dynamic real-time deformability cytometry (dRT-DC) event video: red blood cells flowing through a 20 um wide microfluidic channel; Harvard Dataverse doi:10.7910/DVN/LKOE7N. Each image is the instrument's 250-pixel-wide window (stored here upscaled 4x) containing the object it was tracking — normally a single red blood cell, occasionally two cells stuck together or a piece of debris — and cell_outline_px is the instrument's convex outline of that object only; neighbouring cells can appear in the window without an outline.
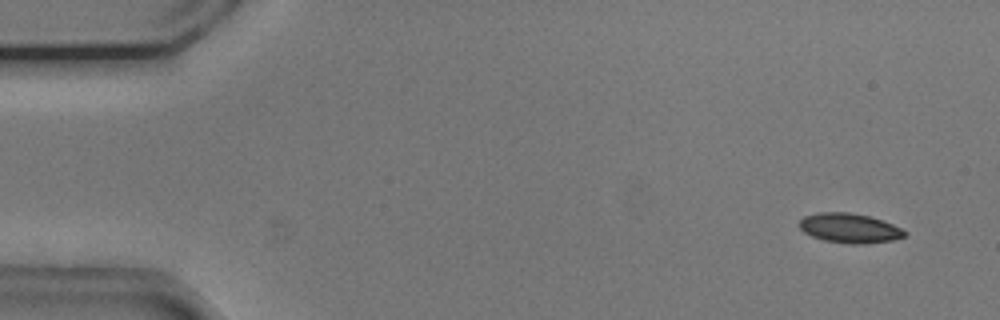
{"species": "common noctule bat (a hibernating species)", "species_latin": "Nyctalus noctula", "temperature_condition": "cold", "stored_images_in_passage": 55, "camera_frame_rate_fps": 3000, "um_per_image_px": 0.085, "animal": {"sex": "male", "body_mass_g": 20.5, "forearm_length_mm": 52.5}, "frame": {"image": 1, "passage_image": 4, "time_ms": 1.0, "image_size_px": [1000, 320], "cell_outline_px": [[908, 232], [904, 236], [892, 240], [864, 244], [848, 244], [824, 240], [812, 236], [804, 232], [800, 228], [800, 220], [804, 216], [820, 212], [848, 212], [868, 216], [892, 224]], "centroid_in_image_um": [72.2, 19.39], "position_along_channel_um": 12.8, "area_um2": 17.98}}
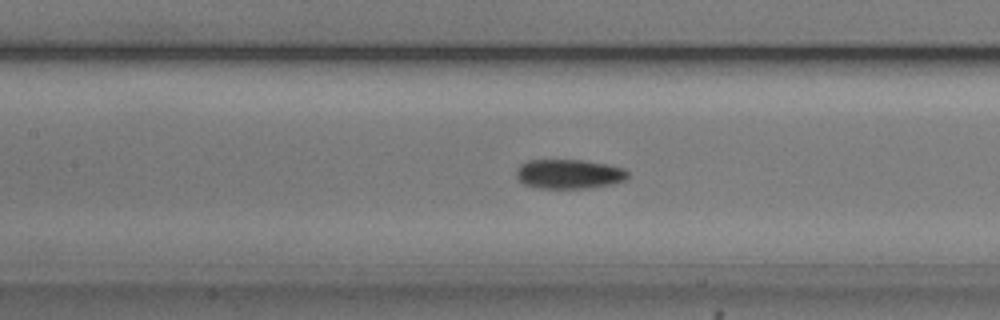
{"frame": {"image": 2, "passage_image": 25, "time_ms": 8.0, "image_size_px": [1000, 320], "cell_outline_px": [[628, 176], [624, 180], [612, 184], [592, 188], [540, 188], [524, 184], [516, 176], [516, 168], [520, 164], [528, 160], [580, 160], [604, 164], [624, 168], [628, 172]], "centroid_in_image_um": [48.35, 14.79], "position_along_channel_um": 159.1, "area_um2": 19.07}}
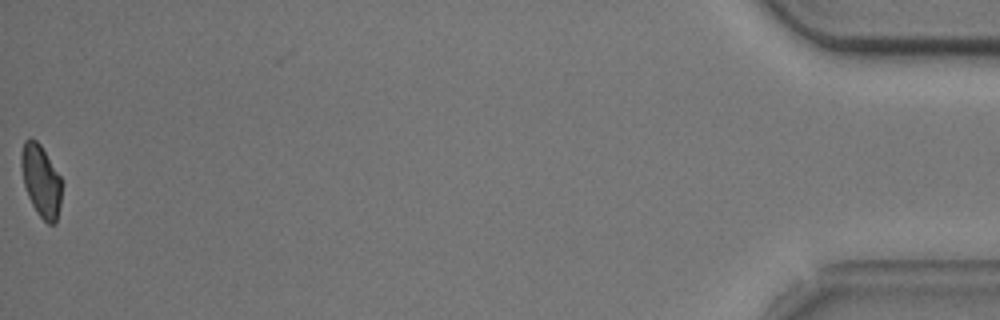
{"frame": {"image": 3, "passage_image": 55, "time_ms": 18.0, "image_size_px": [1000, 320], "cell_outline_px": [[60, 204], [56, 224], [48, 224], [36, 212], [28, 196], [24, 184], [20, 164], [20, 152], [24, 140], [36, 140], [40, 144], [60, 176]], "centroid_in_image_um": [3.46, 15.37], "position_along_channel_um": 431.7, "area_um2": 16.76}, "authors_computed_cell_mechanics": {"area_um2": 18.207, "velocity_mm_per_s": 3.7163, "shape_relaxation_time_tau1_ms": 2.9673, "shape_relaxation_time_tau2_ms": 10.2383, "deformation_change_tau1": 0.0853, "deformation_change_tau2": 0.1269}}